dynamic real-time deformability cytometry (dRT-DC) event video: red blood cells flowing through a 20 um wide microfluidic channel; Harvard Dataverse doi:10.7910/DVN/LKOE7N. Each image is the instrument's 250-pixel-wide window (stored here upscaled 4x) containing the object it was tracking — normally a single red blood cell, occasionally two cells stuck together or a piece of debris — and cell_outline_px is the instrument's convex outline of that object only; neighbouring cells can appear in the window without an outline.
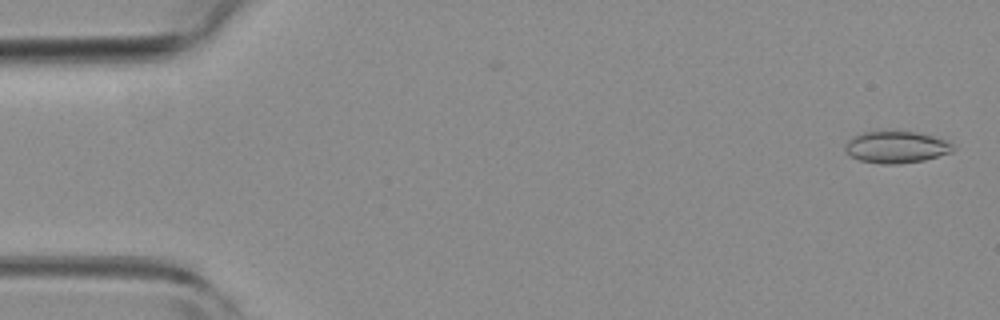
{"species": "common noctule bat (a hibernating species)", "species_latin": "Nyctalus noctula", "temperature_condition": "room temperature", "stored_images_in_passage": 18, "camera_frame_rate_fps": 3000, "um_per_image_px": 0.085, "animal": {"sex": "female", "body_mass_g": 19.3, "forearm_length_mm": 54.1}, "frame": {"image": 1, "passage_image": 1, "time_ms": 0.0, "image_size_px": [1000, 320], "cell_outline_px": [[956, 148], [952, 152], [924, 160], [900, 164], [880, 164], [860, 160], [844, 152], [844, 144], [852, 136], [864, 132], [920, 132], [944, 140], [952, 144]], "centroid_in_image_um": [76.16, 12.51], "position_along_channel_um": 8.8, "area_um2": 20.0}}
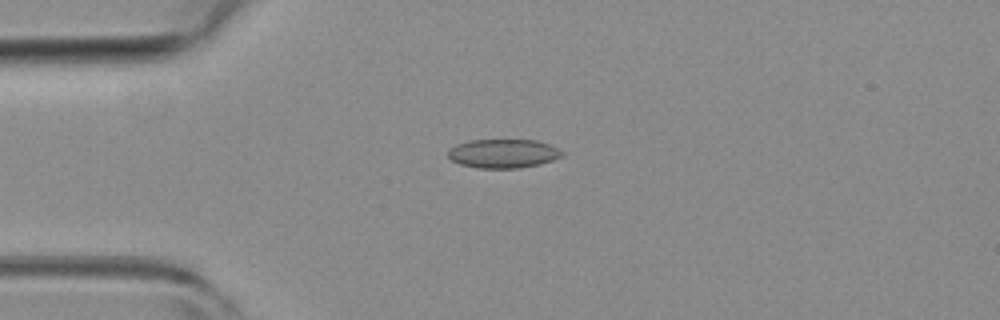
{"frame": {"image": 2, "passage_image": 12, "time_ms": 3.667, "image_size_px": [1000, 320], "cell_outline_px": [[564, 152], [560, 156], [552, 160], [540, 164], [520, 168], [476, 168], [460, 164], [452, 160], [448, 156], [448, 148], [456, 144], [468, 140], [536, 140], [548, 144]], "centroid_in_image_um": [42.72, 13.05], "position_along_channel_um": 42.3, "area_um2": 19.19}}
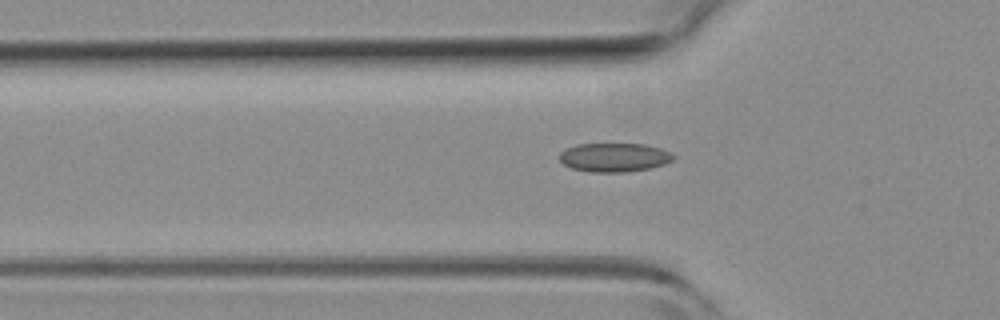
{"frame": {"image": 3, "passage_image": 16, "time_ms": 5.0, "image_size_px": [1000, 320], "cell_outline_px": [[676, 156], [672, 160], [664, 164], [652, 168], [628, 172], [588, 172], [572, 168], [564, 164], [560, 160], [560, 152], [564, 148], [576, 144], [644, 144], [660, 148], [672, 152]], "centroid_in_image_um": [52.22, 13.38], "position_along_channel_um": 73.6, "area_um2": 19.36}}